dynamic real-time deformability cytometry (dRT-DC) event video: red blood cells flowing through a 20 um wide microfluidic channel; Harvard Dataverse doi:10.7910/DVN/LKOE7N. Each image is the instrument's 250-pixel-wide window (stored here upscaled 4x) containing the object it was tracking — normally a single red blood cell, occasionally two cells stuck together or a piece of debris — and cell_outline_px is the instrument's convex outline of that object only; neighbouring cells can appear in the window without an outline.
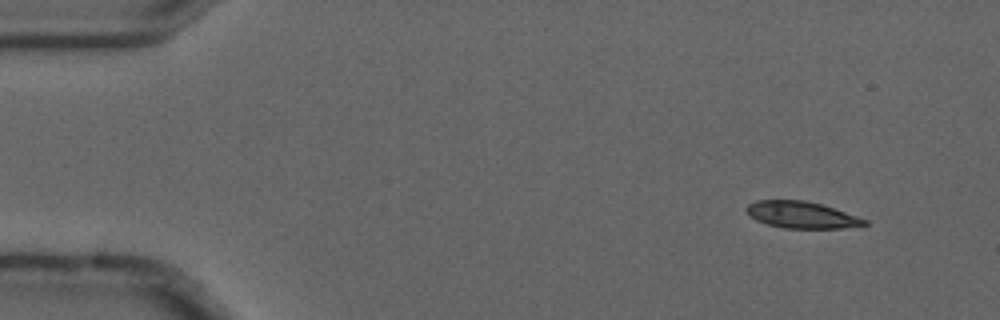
{"species": "common noctule bat (a hibernating species)", "species_latin": "Nyctalus noctula", "temperature_condition": "cold", "stored_images_in_passage": 5, "camera_frame_rate_fps": 3000, "um_per_image_px": 0.085, "animal": {"sex": "male", "forearm_length_mm": 52.5}, "frame": {"image": 1, "passage_image": 2, "time_ms": 0.333, "image_size_px": [1000, 320], "cell_outline_px": [[868, 224], [840, 228], [784, 228], [768, 224], [756, 220], [748, 216], [744, 208], [748, 204], [756, 200], [804, 200], [820, 204], [868, 220]], "centroid_in_image_um": [68.06, 18.26], "position_along_channel_um": 16.9, "area_um2": 18.21}}
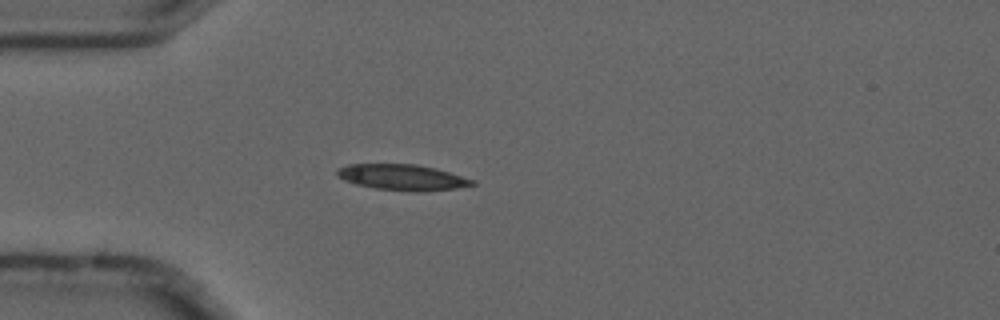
{"frame": {"image": 2, "passage_image": 5, "time_ms": 1.333, "image_size_px": [1000, 320], "cell_outline_px": [[476, 184], [456, 188], [424, 192], [412, 192], [376, 188], [356, 184], [344, 180], [336, 176], [336, 168], [348, 164], [416, 164], [436, 168], [476, 180]], "centroid_in_image_um": [34.2, 15.07], "position_along_channel_um": 50.8, "area_um2": 20.58}}